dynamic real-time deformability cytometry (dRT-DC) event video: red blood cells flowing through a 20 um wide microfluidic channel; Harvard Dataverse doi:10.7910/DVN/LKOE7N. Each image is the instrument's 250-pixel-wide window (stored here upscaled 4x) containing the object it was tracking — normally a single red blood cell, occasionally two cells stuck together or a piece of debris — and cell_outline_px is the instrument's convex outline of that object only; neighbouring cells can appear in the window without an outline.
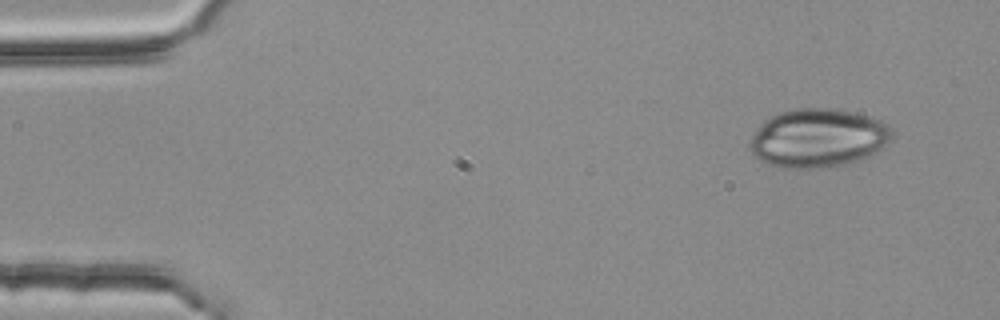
{"species": "common noctule bat (a hibernating species)", "species_latin": "Nyctalus noctula", "temperature_condition": "room temperature", "stored_images_in_passage": 3, "camera_frame_rate_fps": 3000, "um_per_image_px": 0.085, "animal": {"sex": "female", "body_mass_g": 25.1}, "frame": {"image": 1, "passage_image": 1, "time_ms": 0.0, "image_size_px": [1000, 320], "cell_outline_px": [[892, 140], [880, 148], [848, 164], [820, 168], [780, 168], [768, 164], [760, 160], [748, 148], [748, 144], [752, 136], [764, 120], [780, 112], [796, 108], [828, 108], [856, 112], [880, 120], [888, 124], [892, 132]], "centroid_in_image_um": [69.5, 11.73], "position_along_channel_um": 15.5, "area_um2": 48.44}}